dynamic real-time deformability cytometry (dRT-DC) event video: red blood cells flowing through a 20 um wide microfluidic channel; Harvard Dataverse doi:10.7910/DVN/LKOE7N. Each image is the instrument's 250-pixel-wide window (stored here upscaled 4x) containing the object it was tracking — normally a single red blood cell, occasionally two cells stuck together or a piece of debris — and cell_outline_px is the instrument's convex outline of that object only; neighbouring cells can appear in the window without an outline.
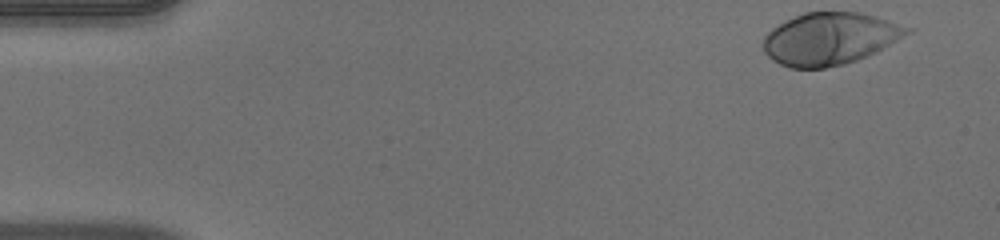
{"species": "human", "species_latin": "Homo sapiens", "temperature_condition": "warm", "stored_images_in_passage": 42, "camera_frame_rate_fps": 3000, "um_per_image_px": 0.085, "donor": {"sex": "male"}, "frame": {"image": 1, "passage_image": 1, "time_ms": 0.0, "image_size_px": [1000, 240], "cell_outline_px": [[916, 28], [912, 32], [876, 52], [856, 60], [844, 64], [824, 68], [792, 68], [780, 64], [772, 60], [764, 52], [764, 36], [772, 28], [804, 12], [860, 12]], "centroid_in_image_um": [70.57, 3.29], "position_along_channel_um": 14.4, "area_um2": 43.64}}
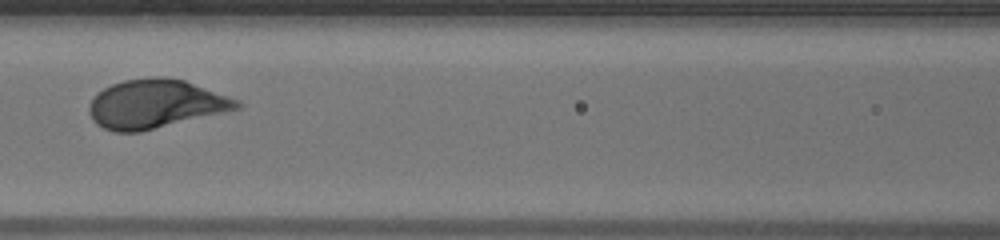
{"frame": {"image": 2, "passage_image": 21, "time_ms": 6.667, "image_size_px": [1000, 240], "cell_outline_px": [[244, 104], [240, 108], [224, 112], [140, 132], [112, 132], [96, 124], [92, 120], [88, 112], [88, 104], [96, 92], [112, 84], [124, 80], [152, 76], [164, 76], [184, 80], [240, 100]], "centroid_in_image_um": [13.18, 8.83], "position_along_channel_um": 153.4, "area_um2": 42.25}}
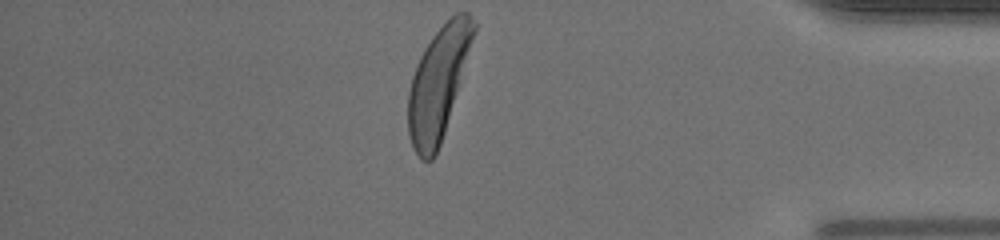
{"frame": {"image": 3, "passage_image": 42, "time_ms": 13.667, "image_size_px": [1000, 240], "cell_outline_px": [[476, 32], [444, 132], [440, 144], [432, 160], [420, 160], [412, 148], [408, 132], [408, 92], [412, 76], [416, 64], [424, 48], [432, 36], [456, 12], [468, 12], [472, 16], [476, 24]], "centroid_in_image_um": [37.24, 7.06], "position_along_channel_um": 398.0, "area_um2": 42.25}, "authors_computed_cell_mechanics": {"area_um2": 42.2807, "velocity_mm_per_s": 3.9604, "shape_relaxation_time_tau1_ms": 2.0712, "shape_relaxation_time_tau2_ms": null, "deformation_change_tau1": 0.1845, "deformation_change_tau2": null}}